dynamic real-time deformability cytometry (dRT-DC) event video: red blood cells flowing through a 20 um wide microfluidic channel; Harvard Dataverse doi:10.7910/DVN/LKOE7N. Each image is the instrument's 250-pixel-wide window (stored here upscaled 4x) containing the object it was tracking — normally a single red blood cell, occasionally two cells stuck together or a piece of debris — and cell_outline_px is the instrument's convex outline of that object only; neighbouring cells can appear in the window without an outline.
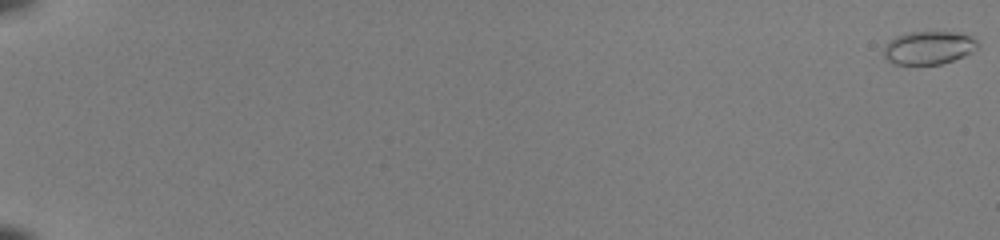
{"species": "common noctule bat (a hibernating species)", "species_latin": "Nyctalus noctula", "temperature_condition": "room temperature", "stored_images_in_passage": 54, "camera_frame_rate_fps": 3000, "um_per_image_px": 0.085, "animal": {"sex": "female", "body_mass_g": 22.0, "forearm_length_mm": 56.7}, "frame": {"image": 1, "passage_image": 1, "time_ms": 0.0, "image_size_px": [1000, 240], "cell_outline_px": [[980, 44], [972, 52], [964, 56], [940, 64], [892, 64], [884, 56], [884, 44], [888, 40], [896, 36], [908, 32], [960, 32], [976, 40]], "centroid_in_image_um": [78.91, 4.05], "position_along_channel_um": 6.1, "area_um2": 18.21}}
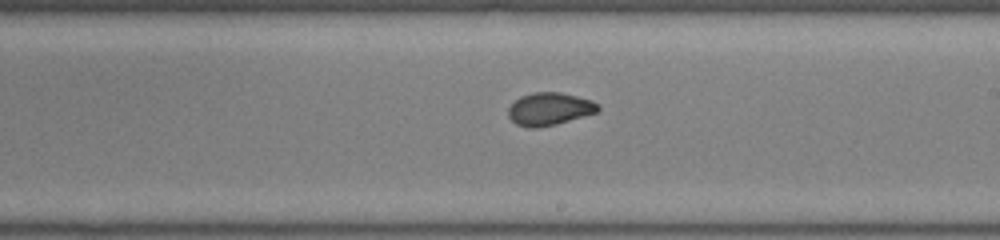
{"frame": {"image": 2, "passage_image": 35, "time_ms": 11.333, "image_size_px": [1000, 240], "cell_outline_px": [[600, 108], [596, 112], [556, 124], [536, 128], [528, 128], [516, 124], [508, 116], [508, 108], [520, 96], [532, 92], [560, 92], [592, 100], [600, 104]], "centroid_in_image_um": [46.69, 9.25], "position_along_channel_um": 242.3, "area_um2": 17.05}}
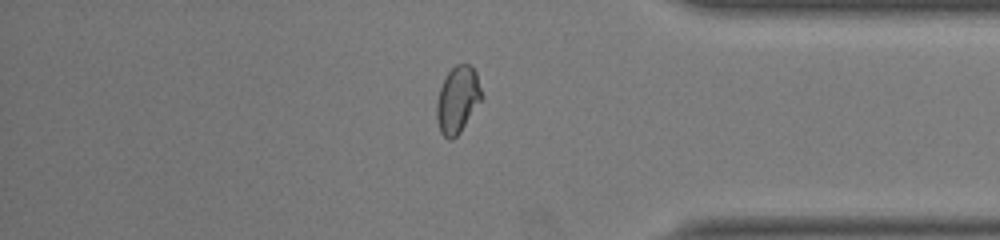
{"frame": {"image": 3, "passage_image": 47, "time_ms": 15.333, "image_size_px": [1000, 240], "cell_outline_px": [[484, 96], [460, 132], [452, 140], [448, 140], [440, 132], [436, 120], [436, 104], [440, 88], [448, 72], [456, 64], [472, 64], [476, 72]], "centroid_in_image_um": [38.9, 8.47], "position_along_channel_um": 396.3, "area_um2": 17.63}}